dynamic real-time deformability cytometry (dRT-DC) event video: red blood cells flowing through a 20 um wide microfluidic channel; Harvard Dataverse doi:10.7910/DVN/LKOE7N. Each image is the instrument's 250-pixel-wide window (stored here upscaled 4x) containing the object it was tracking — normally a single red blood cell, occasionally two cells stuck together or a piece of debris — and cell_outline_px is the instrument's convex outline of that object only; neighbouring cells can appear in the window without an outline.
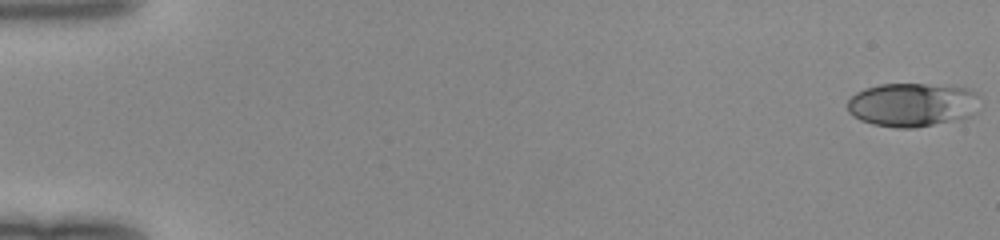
{"species": "human", "species_latin": "Homo sapiens", "temperature_condition": "room temperature", "stored_images_in_passage": 50, "camera_frame_rate_fps": 3000, "um_per_image_px": 0.085, "donor": {"sex": "female"}, "frame": {"image": 1, "passage_image": 1, "time_ms": 0.0, "image_size_px": [1000, 240], "cell_outline_px": [[980, 92], [976, 112], [972, 116], [916, 128], [896, 128], [872, 124], [860, 120], [852, 116], [848, 112], [848, 100], [856, 92], [864, 88], [880, 84], [924, 84], [968, 88]], "centroid_in_image_um": [77.55, 8.9], "position_along_channel_um": 7.4, "area_um2": 34.1}}
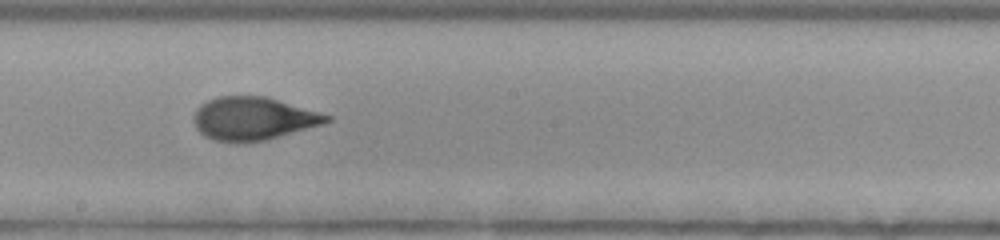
{"frame": {"image": 2, "passage_image": 29, "time_ms": 9.333, "image_size_px": [1000, 240], "cell_outline_px": [[332, 120], [324, 124], [264, 140], [212, 140], [204, 136], [196, 128], [192, 116], [196, 108], [200, 104], [208, 100], [220, 96], [264, 96], [332, 116]], "centroid_in_image_um": [21.5, 10.05], "position_along_channel_um": 226.7, "area_um2": 32.71}}
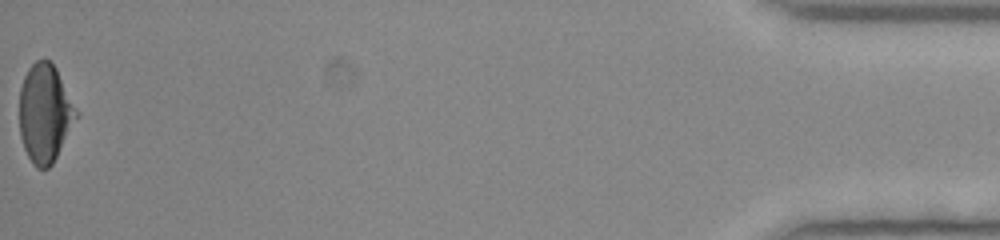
{"frame": {"image": 3, "passage_image": 50, "time_ms": 16.333, "image_size_px": [1000, 240], "cell_outline_px": [[76, 116], [52, 164], [48, 168], [36, 168], [32, 164], [24, 148], [20, 136], [20, 88], [24, 76], [28, 68], [36, 60], [44, 56], [56, 68], [76, 108]], "centroid_in_image_um": [3.77, 9.59], "position_along_channel_um": 431.4, "area_um2": 31.96}}